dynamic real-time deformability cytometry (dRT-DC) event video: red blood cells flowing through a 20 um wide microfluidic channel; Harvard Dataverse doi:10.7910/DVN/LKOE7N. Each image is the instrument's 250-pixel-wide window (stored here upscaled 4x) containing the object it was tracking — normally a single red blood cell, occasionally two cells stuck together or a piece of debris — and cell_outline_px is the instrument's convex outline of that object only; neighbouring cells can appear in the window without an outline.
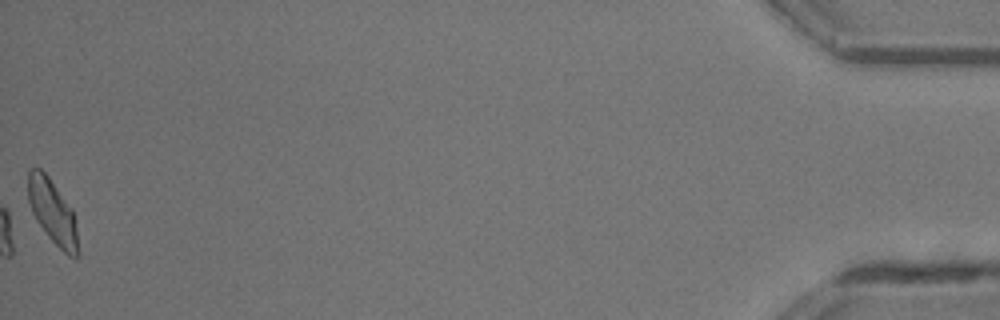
{"species": "common noctule bat (a hibernating species)", "species_latin": "Nyctalus noctula", "temperature_condition": "room temperature", "stored_images_in_passage": 45, "camera_frame_rate_fps": 3000, "um_per_image_px": 0.085, "animal": {"sex": "male", "body_mass_g": 13.3}, "frame": {"image": 1, "passage_image": 45, "time_ms": 14.667, "image_size_px": [1000, 320], "cell_outline_px": [[80, 256], [76, 260], [68, 256], [48, 236], [36, 220], [32, 212], [28, 200], [28, 172], [32, 168], [40, 168], [48, 176], [72, 208], [76, 228], [80, 252]], "centroid_in_image_um": [4.5, 18.06], "position_along_channel_um": 430.7, "area_um2": 18.79}, "authors_computed_cell_mechanics": {"area_um2": 19.941, "velocity_mm_per_s": 4.357, "shape_relaxation_time_tau1_ms": 3.6976, "shape_relaxation_time_tau2_ms": 2.9528, "deformation_change_tau1": 0.1085, "deformation_change_tau2": 0.0956}}